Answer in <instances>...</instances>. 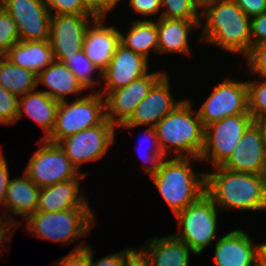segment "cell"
<instances>
[{
    "label": "cell",
    "mask_w": 266,
    "mask_h": 266,
    "mask_svg": "<svg viewBox=\"0 0 266 266\" xmlns=\"http://www.w3.org/2000/svg\"><path fill=\"white\" fill-rule=\"evenodd\" d=\"M199 28L200 41L211 43L223 51L246 57L251 50V18L234 0H214L203 6ZM204 23V25H203Z\"/></svg>",
    "instance_id": "6da1fadb"
},
{
    "label": "cell",
    "mask_w": 266,
    "mask_h": 266,
    "mask_svg": "<svg viewBox=\"0 0 266 266\" xmlns=\"http://www.w3.org/2000/svg\"><path fill=\"white\" fill-rule=\"evenodd\" d=\"M206 173L205 193L220 210H266V175L236 172L222 166Z\"/></svg>",
    "instance_id": "7a4b0ae2"
},
{
    "label": "cell",
    "mask_w": 266,
    "mask_h": 266,
    "mask_svg": "<svg viewBox=\"0 0 266 266\" xmlns=\"http://www.w3.org/2000/svg\"><path fill=\"white\" fill-rule=\"evenodd\" d=\"M192 106L190 99L185 98L155 125L158 142L165 157L175 154V157L199 159L204 147L205 128Z\"/></svg>",
    "instance_id": "3957f363"
},
{
    "label": "cell",
    "mask_w": 266,
    "mask_h": 266,
    "mask_svg": "<svg viewBox=\"0 0 266 266\" xmlns=\"http://www.w3.org/2000/svg\"><path fill=\"white\" fill-rule=\"evenodd\" d=\"M192 157H165L158 171L149 178L160 192L173 215L205 194L206 173L195 172L191 167Z\"/></svg>",
    "instance_id": "277c9868"
},
{
    "label": "cell",
    "mask_w": 266,
    "mask_h": 266,
    "mask_svg": "<svg viewBox=\"0 0 266 266\" xmlns=\"http://www.w3.org/2000/svg\"><path fill=\"white\" fill-rule=\"evenodd\" d=\"M91 207H76L65 211H36L25 219L26 233L44 240L69 245L87 235L96 225Z\"/></svg>",
    "instance_id": "5b68a950"
},
{
    "label": "cell",
    "mask_w": 266,
    "mask_h": 266,
    "mask_svg": "<svg viewBox=\"0 0 266 266\" xmlns=\"http://www.w3.org/2000/svg\"><path fill=\"white\" fill-rule=\"evenodd\" d=\"M91 93V94H90ZM106 120L105 99L99 92H89L72 102L61 101L52 132L45 138L58 144L62 139L102 124Z\"/></svg>",
    "instance_id": "8992f818"
},
{
    "label": "cell",
    "mask_w": 266,
    "mask_h": 266,
    "mask_svg": "<svg viewBox=\"0 0 266 266\" xmlns=\"http://www.w3.org/2000/svg\"><path fill=\"white\" fill-rule=\"evenodd\" d=\"M218 211L212 199L206 193L203 194L174 215L180 230L172 235L186 243L194 255H199L212 241L217 240Z\"/></svg>",
    "instance_id": "52a82bcc"
},
{
    "label": "cell",
    "mask_w": 266,
    "mask_h": 266,
    "mask_svg": "<svg viewBox=\"0 0 266 266\" xmlns=\"http://www.w3.org/2000/svg\"><path fill=\"white\" fill-rule=\"evenodd\" d=\"M254 122L251 114H237L207 125L200 161L210 159L213 168L222 166Z\"/></svg>",
    "instance_id": "ba28073f"
},
{
    "label": "cell",
    "mask_w": 266,
    "mask_h": 266,
    "mask_svg": "<svg viewBox=\"0 0 266 266\" xmlns=\"http://www.w3.org/2000/svg\"><path fill=\"white\" fill-rule=\"evenodd\" d=\"M40 142L42 144L32 154L24 171L39 188L76 177H87V172L78 171L58 144L46 139H40Z\"/></svg>",
    "instance_id": "9c48e42d"
},
{
    "label": "cell",
    "mask_w": 266,
    "mask_h": 266,
    "mask_svg": "<svg viewBox=\"0 0 266 266\" xmlns=\"http://www.w3.org/2000/svg\"><path fill=\"white\" fill-rule=\"evenodd\" d=\"M116 127L107 119L100 125L84 129L62 139L58 145L79 171L85 162L103 158L115 140Z\"/></svg>",
    "instance_id": "30bf717a"
},
{
    "label": "cell",
    "mask_w": 266,
    "mask_h": 266,
    "mask_svg": "<svg viewBox=\"0 0 266 266\" xmlns=\"http://www.w3.org/2000/svg\"><path fill=\"white\" fill-rule=\"evenodd\" d=\"M197 111L204 126L237 114H250L248 111V88L246 81L223 80Z\"/></svg>",
    "instance_id": "8fae6325"
},
{
    "label": "cell",
    "mask_w": 266,
    "mask_h": 266,
    "mask_svg": "<svg viewBox=\"0 0 266 266\" xmlns=\"http://www.w3.org/2000/svg\"><path fill=\"white\" fill-rule=\"evenodd\" d=\"M166 71L148 72L127 86L110 92H100L105 99L106 119L115 127L123 125L132 115L137 105L148 95L152 86Z\"/></svg>",
    "instance_id": "7c38bea8"
},
{
    "label": "cell",
    "mask_w": 266,
    "mask_h": 266,
    "mask_svg": "<svg viewBox=\"0 0 266 266\" xmlns=\"http://www.w3.org/2000/svg\"><path fill=\"white\" fill-rule=\"evenodd\" d=\"M95 18L94 15L77 14L51 16L48 41L54 60L65 63L77 52L83 50L85 33Z\"/></svg>",
    "instance_id": "4fadbf2b"
},
{
    "label": "cell",
    "mask_w": 266,
    "mask_h": 266,
    "mask_svg": "<svg viewBox=\"0 0 266 266\" xmlns=\"http://www.w3.org/2000/svg\"><path fill=\"white\" fill-rule=\"evenodd\" d=\"M17 26L20 41L49 39L51 14L43 0H0Z\"/></svg>",
    "instance_id": "5bb4252c"
},
{
    "label": "cell",
    "mask_w": 266,
    "mask_h": 266,
    "mask_svg": "<svg viewBox=\"0 0 266 266\" xmlns=\"http://www.w3.org/2000/svg\"><path fill=\"white\" fill-rule=\"evenodd\" d=\"M166 72L150 89L148 95L137 105L131 117L120 127L130 130L135 127L155 125L172 112L184 99L176 101L171 94L169 75Z\"/></svg>",
    "instance_id": "9a60e30c"
},
{
    "label": "cell",
    "mask_w": 266,
    "mask_h": 266,
    "mask_svg": "<svg viewBox=\"0 0 266 266\" xmlns=\"http://www.w3.org/2000/svg\"><path fill=\"white\" fill-rule=\"evenodd\" d=\"M222 167L250 174L266 175V148L262 132L254 122Z\"/></svg>",
    "instance_id": "2e32d148"
},
{
    "label": "cell",
    "mask_w": 266,
    "mask_h": 266,
    "mask_svg": "<svg viewBox=\"0 0 266 266\" xmlns=\"http://www.w3.org/2000/svg\"><path fill=\"white\" fill-rule=\"evenodd\" d=\"M149 60L119 44L107 68L102 72L105 86L99 92H110L146 75Z\"/></svg>",
    "instance_id": "e0dca14e"
},
{
    "label": "cell",
    "mask_w": 266,
    "mask_h": 266,
    "mask_svg": "<svg viewBox=\"0 0 266 266\" xmlns=\"http://www.w3.org/2000/svg\"><path fill=\"white\" fill-rule=\"evenodd\" d=\"M106 17H96L89 25L83 42L86 57L102 73L110 63L117 46L120 33L114 26H106Z\"/></svg>",
    "instance_id": "ac0fdd59"
},
{
    "label": "cell",
    "mask_w": 266,
    "mask_h": 266,
    "mask_svg": "<svg viewBox=\"0 0 266 266\" xmlns=\"http://www.w3.org/2000/svg\"><path fill=\"white\" fill-rule=\"evenodd\" d=\"M240 228L219 237L214 247L215 266H257V244Z\"/></svg>",
    "instance_id": "d6986e66"
},
{
    "label": "cell",
    "mask_w": 266,
    "mask_h": 266,
    "mask_svg": "<svg viewBox=\"0 0 266 266\" xmlns=\"http://www.w3.org/2000/svg\"><path fill=\"white\" fill-rule=\"evenodd\" d=\"M146 243L136 252L147 266H189L192 249L172 234L153 237Z\"/></svg>",
    "instance_id": "ffe728a7"
},
{
    "label": "cell",
    "mask_w": 266,
    "mask_h": 266,
    "mask_svg": "<svg viewBox=\"0 0 266 266\" xmlns=\"http://www.w3.org/2000/svg\"><path fill=\"white\" fill-rule=\"evenodd\" d=\"M82 179L85 177H76L41 188L37 211L57 212L76 207H90L84 190L79 192Z\"/></svg>",
    "instance_id": "44dd1931"
},
{
    "label": "cell",
    "mask_w": 266,
    "mask_h": 266,
    "mask_svg": "<svg viewBox=\"0 0 266 266\" xmlns=\"http://www.w3.org/2000/svg\"><path fill=\"white\" fill-rule=\"evenodd\" d=\"M40 189L25 173H23L22 177L11 178L1 218L20 223L12 215L22 217L25 220L29 215L35 213L37 211Z\"/></svg>",
    "instance_id": "7402d4cb"
},
{
    "label": "cell",
    "mask_w": 266,
    "mask_h": 266,
    "mask_svg": "<svg viewBox=\"0 0 266 266\" xmlns=\"http://www.w3.org/2000/svg\"><path fill=\"white\" fill-rule=\"evenodd\" d=\"M200 20L157 19L158 52L191 55L189 33L199 28Z\"/></svg>",
    "instance_id": "603a6c76"
},
{
    "label": "cell",
    "mask_w": 266,
    "mask_h": 266,
    "mask_svg": "<svg viewBox=\"0 0 266 266\" xmlns=\"http://www.w3.org/2000/svg\"><path fill=\"white\" fill-rule=\"evenodd\" d=\"M39 84L48 87L47 90L41 91L59 102L66 101L70 94H75L79 98L81 92L86 90L67 65L57 60L37 75V85Z\"/></svg>",
    "instance_id": "cb8c5ba5"
},
{
    "label": "cell",
    "mask_w": 266,
    "mask_h": 266,
    "mask_svg": "<svg viewBox=\"0 0 266 266\" xmlns=\"http://www.w3.org/2000/svg\"><path fill=\"white\" fill-rule=\"evenodd\" d=\"M59 101L49 97L38 88L19 97L17 121L26 113V117L34 120L42 129L41 139H45L53 130Z\"/></svg>",
    "instance_id": "d4e9b609"
},
{
    "label": "cell",
    "mask_w": 266,
    "mask_h": 266,
    "mask_svg": "<svg viewBox=\"0 0 266 266\" xmlns=\"http://www.w3.org/2000/svg\"><path fill=\"white\" fill-rule=\"evenodd\" d=\"M3 56L12 64L31 70L36 75L54 61L53 51L48 40L19 41Z\"/></svg>",
    "instance_id": "484cf974"
},
{
    "label": "cell",
    "mask_w": 266,
    "mask_h": 266,
    "mask_svg": "<svg viewBox=\"0 0 266 266\" xmlns=\"http://www.w3.org/2000/svg\"><path fill=\"white\" fill-rule=\"evenodd\" d=\"M155 20H133L127 35L119 31L120 44L149 60L152 50L158 52L157 19Z\"/></svg>",
    "instance_id": "4316f807"
},
{
    "label": "cell",
    "mask_w": 266,
    "mask_h": 266,
    "mask_svg": "<svg viewBox=\"0 0 266 266\" xmlns=\"http://www.w3.org/2000/svg\"><path fill=\"white\" fill-rule=\"evenodd\" d=\"M0 85L10 93L21 97L38 88L37 75L0 56Z\"/></svg>",
    "instance_id": "83f0119b"
},
{
    "label": "cell",
    "mask_w": 266,
    "mask_h": 266,
    "mask_svg": "<svg viewBox=\"0 0 266 266\" xmlns=\"http://www.w3.org/2000/svg\"><path fill=\"white\" fill-rule=\"evenodd\" d=\"M65 64L74 73L78 81L82 84L85 89H96V85L102 82V73L100 70L86 57L83 50L77 52ZM98 71L99 79H95L92 74Z\"/></svg>",
    "instance_id": "f1b7e54d"
},
{
    "label": "cell",
    "mask_w": 266,
    "mask_h": 266,
    "mask_svg": "<svg viewBox=\"0 0 266 266\" xmlns=\"http://www.w3.org/2000/svg\"><path fill=\"white\" fill-rule=\"evenodd\" d=\"M200 10L194 0H161V13L158 18L200 20Z\"/></svg>",
    "instance_id": "f546056e"
},
{
    "label": "cell",
    "mask_w": 266,
    "mask_h": 266,
    "mask_svg": "<svg viewBox=\"0 0 266 266\" xmlns=\"http://www.w3.org/2000/svg\"><path fill=\"white\" fill-rule=\"evenodd\" d=\"M145 136L147 137L146 139L149 142L148 144L149 146L146 145L147 146L145 148L146 150L144 149V153L146 152V154L143 153L142 151L143 149L142 150L139 149L138 152H140L142 160H144V162L146 163V164L144 163L145 165H143L144 171L149 175L148 177H150L151 175L155 174L158 171L159 166L162 160L165 158V156L161 151L155 128L147 127L145 131ZM145 136L143 135V138ZM146 139L144 138L141 144L146 142Z\"/></svg>",
    "instance_id": "4dcf8cb0"
},
{
    "label": "cell",
    "mask_w": 266,
    "mask_h": 266,
    "mask_svg": "<svg viewBox=\"0 0 266 266\" xmlns=\"http://www.w3.org/2000/svg\"><path fill=\"white\" fill-rule=\"evenodd\" d=\"M260 81L246 80L248 88V111L254 120L266 116V77Z\"/></svg>",
    "instance_id": "1f68e13d"
},
{
    "label": "cell",
    "mask_w": 266,
    "mask_h": 266,
    "mask_svg": "<svg viewBox=\"0 0 266 266\" xmlns=\"http://www.w3.org/2000/svg\"><path fill=\"white\" fill-rule=\"evenodd\" d=\"M43 2L51 15H94L85 0H43Z\"/></svg>",
    "instance_id": "d6a6232c"
},
{
    "label": "cell",
    "mask_w": 266,
    "mask_h": 266,
    "mask_svg": "<svg viewBox=\"0 0 266 266\" xmlns=\"http://www.w3.org/2000/svg\"><path fill=\"white\" fill-rule=\"evenodd\" d=\"M20 41L16 24L11 16L0 6V56Z\"/></svg>",
    "instance_id": "836d02e7"
},
{
    "label": "cell",
    "mask_w": 266,
    "mask_h": 266,
    "mask_svg": "<svg viewBox=\"0 0 266 266\" xmlns=\"http://www.w3.org/2000/svg\"><path fill=\"white\" fill-rule=\"evenodd\" d=\"M19 97L0 85V124L11 125L17 122Z\"/></svg>",
    "instance_id": "e575fe53"
},
{
    "label": "cell",
    "mask_w": 266,
    "mask_h": 266,
    "mask_svg": "<svg viewBox=\"0 0 266 266\" xmlns=\"http://www.w3.org/2000/svg\"><path fill=\"white\" fill-rule=\"evenodd\" d=\"M245 58L252 76L266 77V42L252 46Z\"/></svg>",
    "instance_id": "d590c367"
},
{
    "label": "cell",
    "mask_w": 266,
    "mask_h": 266,
    "mask_svg": "<svg viewBox=\"0 0 266 266\" xmlns=\"http://www.w3.org/2000/svg\"><path fill=\"white\" fill-rule=\"evenodd\" d=\"M136 248H125L124 251L110 253L97 261L93 260L94 252L92 246L89 245V266H123L134 254Z\"/></svg>",
    "instance_id": "8d00e7d4"
},
{
    "label": "cell",
    "mask_w": 266,
    "mask_h": 266,
    "mask_svg": "<svg viewBox=\"0 0 266 266\" xmlns=\"http://www.w3.org/2000/svg\"><path fill=\"white\" fill-rule=\"evenodd\" d=\"M56 262L55 266H89V245L80 241L67 255Z\"/></svg>",
    "instance_id": "74e56055"
},
{
    "label": "cell",
    "mask_w": 266,
    "mask_h": 266,
    "mask_svg": "<svg viewBox=\"0 0 266 266\" xmlns=\"http://www.w3.org/2000/svg\"><path fill=\"white\" fill-rule=\"evenodd\" d=\"M129 6L136 14L146 17L158 15L161 11V0H129Z\"/></svg>",
    "instance_id": "f35d334b"
},
{
    "label": "cell",
    "mask_w": 266,
    "mask_h": 266,
    "mask_svg": "<svg viewBox=\"0 0 266 266\" xmlns=\"http://www.w3.org/2000/svg\"><path fill=\"white\" fill-rule=\"evenodd\" d=\"M251 47L266 42V12L251 18Z\"/></svg>",
    "instance_id": "ab89813d"
},
{
    "label": "cell",
    "mask_w": 266,
    "mask_h": 266,
    "mask_svg": "<svg viewBox=\"0 0 266 266\" xmlns=\"http://www.w3.org/2000/svg\"><path fill=\"white\" fill-rule=\"evenodd\" d=\"M238 7L249 17L266 12V0H234Z\"/></svg>",
    "instance_id": "60d3db41"
},
{
    "label": "cell",
    "mask_w": 266,
    "mask_h": 266,
    "mask_svg": "<svg viewBox=\"0 0 266 266\" xmlns=\"http://www.w3.org/2000/svg\"><path fill=\"white\" fill-rule=\"evenodd\" d=\"M4 156V150L0 148V206L2 207H4L7 188L11 182L8 162Z\"/></svg>",
    "instance_id": "b9f144b4"
},
{
    "label": "cell",
    "mask_w": 266,
    "mask_h": 266,
    "mask_svg": "<svg viewBox=\"0 0 266 266\" xmlns=\"http://www.w3.org/2000/svg\"><path fill=\"white\" fill-rule=\"evenodd\" d=\"M15 225L18 226L19 223L0 218V251L2 249V246H4V244L6 243V241L7 243H9L12 240L14 234V227L16 230Z\"/></svg>",
    "instance_id": "7bdbcfd3"
},
{
    "label": "cell",
    "mask_w": 266,
    "mask_h": 266,
    "mask_svg": "<svg viewBox=\"0 0 266 266\" xmlns=\"http://www.w3.org/2000/svg\"><path fill=\"white\" fill-rule=\"evenodd\" d=\"M121 0H94V16L106 17L112 9H114Z\"/></svg>",
    "instance_id": "ee69618b"
},
{
    "label": "cell",
    "mask_w": 266,
    "mask_h": 266,
    "mask_svg": "<svg viewBox=\"0 0 266 266\" xmlns=\"http://www.w3.org/2000/svg\"><path fill=\"white\" fill-rule=\"evenodd\" d=\"M257 266H266V242L257 244Z\"/></svg>",
    "instance_id": "f6af8a7d"
},
{
    "label": "cell",
    "mask_w": 266,
    "mask_h": 266,
    "mask_svg": "<svg viewBox=\"0 0 266 266\" xmlns=\"http://www.w3.org/2000/svg\"><path fill=\"white\" fill-rule=\"evenodd\" d=\"M255 123L258 125L262 132L265 148H266V116L258 118L255 120Z\"/></svg>",
    "instance_id": "bcb514c9"
},
{
    "label": "cell",
    "mask_w": 266,
    "mask_h": 266,
    "mask_svg": "<svg viewBox=\"0 0 266 266\" xmlns=\"http://www.w3.org/2000/svg\"><path fill=\"white\" fill-rule=\"evenodd\" d=\"M135 266H147V264L142 260V258L135 253Z\"/></svg>",
    "instance_id": "7dc6e473"
},
{
    "label": "cell",
    "mask_w": 266,
    "mask_h": 266,
    "mask_svg": "<svg viewBox=\"0 0 266 266\" xmlns=\"http://www.w3.org/2000/svg\"><path fill=\"white\" fill-rule=\"evenodd\" d=\"M214 0H194V2L198 5L199 8H202L203 6L212 3Z\"/></svg>",
    "instance_id": "c3c4849f"
},
{
    "label": "cell",
    "mask_w": 266,
    "mask_h": 266,
    "mask_svg": "<svg viewBox=\"0 0 266 266\" xmlns=\"http://www.w3.org/2000/svg\"><path fill=\"white\" fill-rule=\"evenodd\" d=\"M123 266H135V254Z\"/></svg>",
    "instance_id": "681fc988"
},
{
    "label": "cell",
    "mask_w": 266,
    "mask_h": 266,
    "mask_svg": "<svg viewBox=\"0 0 266 266\" xmlns=\"http://www.w3.org/2000/svg\"><path fill=\"white\" fill-rule=\"evenodd\" d=\"M86 3L90 6L92 13L94 14V0H85Z\"/></svg>",
    "instance_id": "f907efd6"
}]
</instances>
